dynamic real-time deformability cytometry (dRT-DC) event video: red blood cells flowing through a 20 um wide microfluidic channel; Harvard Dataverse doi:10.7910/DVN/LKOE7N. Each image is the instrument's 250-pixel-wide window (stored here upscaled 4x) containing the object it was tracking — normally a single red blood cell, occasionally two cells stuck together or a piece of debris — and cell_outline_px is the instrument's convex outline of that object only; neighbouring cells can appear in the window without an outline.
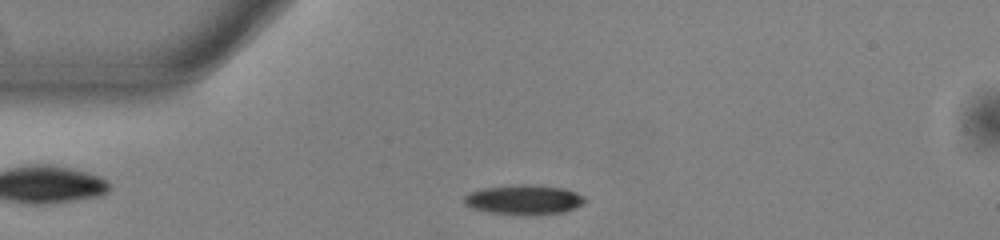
{"species": "common noctule bat (a hibernating species)", "species_latin": "Nyctalus noctula", "temperature_condition": "warm", "stored_images_in_passage": 52, "camera_frame_rate_fps": 3000, "um_per_image_px": 0.085, "animal": {"sex": "male", "body_mass_g": 13.0, "forearm_length_mm": 53.1}, "frame": {"image": 1, "passage_image": 12, "time_ms": 3.667, "image_size_px": [1000, 240], "cell_outline_px": [[588, 200], [564, 212], [488, 212], [472, 208], [464, 204], [464, 196], [468, 192], [484, 188], [516, 184], [532, 184], [564, 188], [576, 192], [584, 196]], "centroid_in_image_um": [44.5, 16.91], "position_along_channel_um": 40.5, "area_um2": 20.06}}
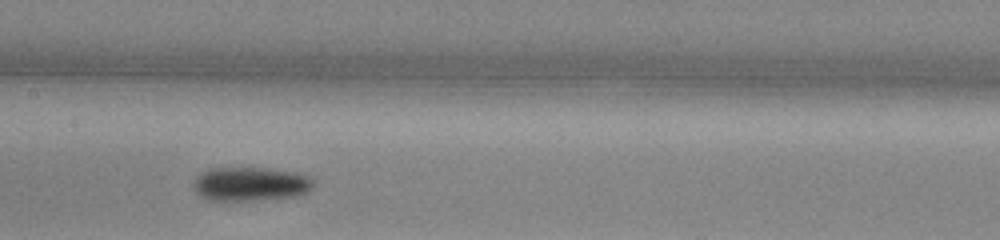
{"frame": {"image": 2, "passage_image": 25, "time_ms": 8.0, "image_size_px": [1000, 240], "cell_outline_px": [[312, 188], [304, 192], [292, 196], [252, 200], [208, 200], [196, 192], [192, 184], [196, 176], [208, 168], [272, 168], [296, 172], [312, 180]], "centroid_in_image_um": [21.21, 15.62], "position_along_channel_um": 186.2, "area_um2": 23.41}}
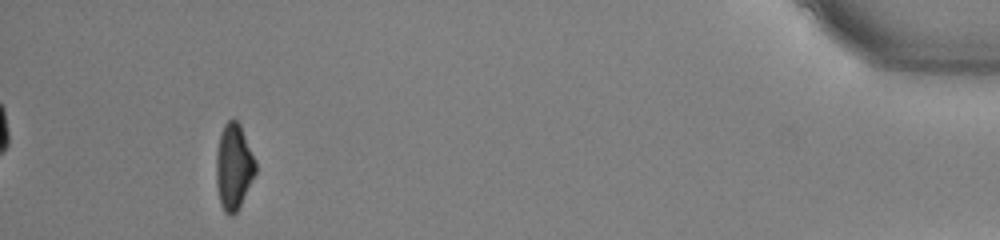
{"frame": {"image": 3, "passage_image": 48, "time_ms": 15.667, "image_size_px": [1000, 240], "cell_outline_px": [[256, 172], [236, 212], [232, 216], [228, 216], [224, 212], [220, 204], [216, 184], [216, 156], [220, 136], [224, 124], [228, 120], [236, 120], [240, 124], [256, 160]], "centroid_in_image_um": [19.86, 14.18], "position_along_channel_um": 415.3, "area_um2": 19.59}, "authors_computed_cell_mechanics": {"area_um2": 20.6635, "velocity_mm_per_s": 3.9461, "shape_relaxation_time_tau1_ms": 3.3001, "shape_relaxation_time_tau2_ms": null, "deformation_change_tau1": 0.1275, "deformation_change_tau2": null}}